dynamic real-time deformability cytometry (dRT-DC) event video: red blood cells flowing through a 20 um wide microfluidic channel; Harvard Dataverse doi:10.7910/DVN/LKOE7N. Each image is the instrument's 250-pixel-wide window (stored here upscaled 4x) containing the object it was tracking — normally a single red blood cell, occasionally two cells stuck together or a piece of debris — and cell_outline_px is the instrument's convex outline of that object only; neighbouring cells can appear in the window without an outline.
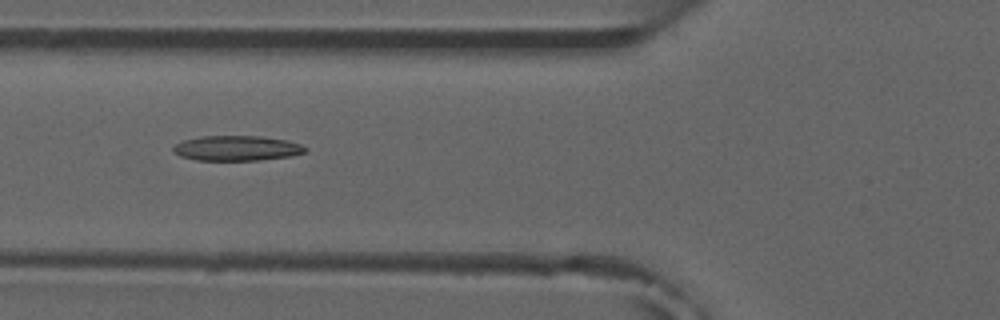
{"species": "common noctule bat (a hibernating species)", "species_latin": "Nyctalus noctula", "temperature_condition": "room temperature", "stored_images_in_passage": 3, "camera_frame_rate_fps": 3000, "um_per_image_px": 0.085, "animal": {"sex": "male", "forearm_length_mm": 52.5}, "frame": {"image": 1, "passage_image": 2, "time_ms": 1.0, "image_size_px": [1000, 320], "cell_outline_px": [[308, 152], [292, 156], [260, 160], [196, 160], [180, 156], [172, 152], [172, 148], [176, 144], [184, 140], [200, 136], [260, 136], [284, 140], [300, 144], [308, 148]], "centroid_in_image_um": [20.13, 12.6], "position_along_channel_um": 105.7, "area_um2": 19.36}}
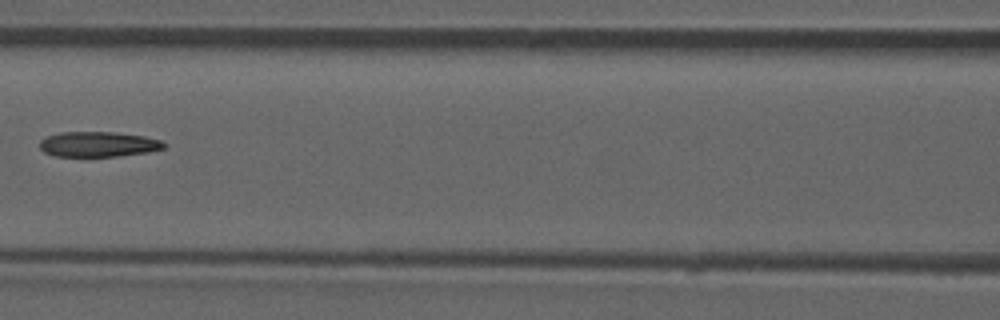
{"frame": {"image": 2, "passage_image": 3, "time_ms": 2.333, "image_size_px": [1000, 320], "cell_outline_px": [[168, 144], [164, 148], [148, 152], [120, 156], [56, 156], [44, 152], [40, 148], [40, 140], [48, 136], [60, 132], [116, 132], [144, 136], [160, 140]], "centroid_in_image_um": [8.38, 12.26], "position_along_channel_um": 158.2, "area_um2": 18.26}}